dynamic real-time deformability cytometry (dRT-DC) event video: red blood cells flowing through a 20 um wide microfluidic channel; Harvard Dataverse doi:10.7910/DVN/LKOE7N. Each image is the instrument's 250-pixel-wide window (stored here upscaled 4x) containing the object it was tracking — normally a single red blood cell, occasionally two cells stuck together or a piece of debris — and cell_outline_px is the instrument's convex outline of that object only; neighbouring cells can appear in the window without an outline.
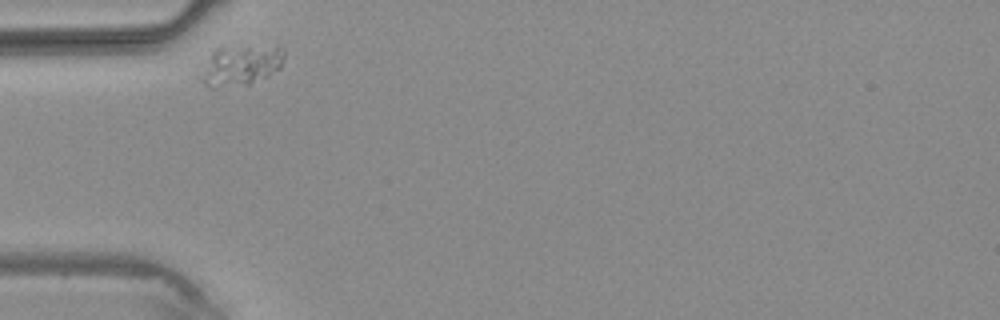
{"species": "common noctule bat (a hibernating species)", "species_latin": "Nyctalus noctula", "temperature_condition": "warm", "stored_images_in_passage": 3, "camera_frame_rate_fps": 3000, "um_per_image_px": 0.085, "animal": {"sex": "male", "body_mass_g": 20.4}, "frame": {"image": 1, "passage_image": 1, "time_ms": 0.0, "image_size_px": [1000, 320], "cell_outline_px": [[284, 60], [280, 68], [248, 84], [216, 88], [208, 88], [196, 76], [212, 52], [216, 48], [280, 44], [284, 48]], "centroid_in_image_um": [20.43, 5.53], "position_along_channel_um": 64.6, "area_um2": 20.06}}
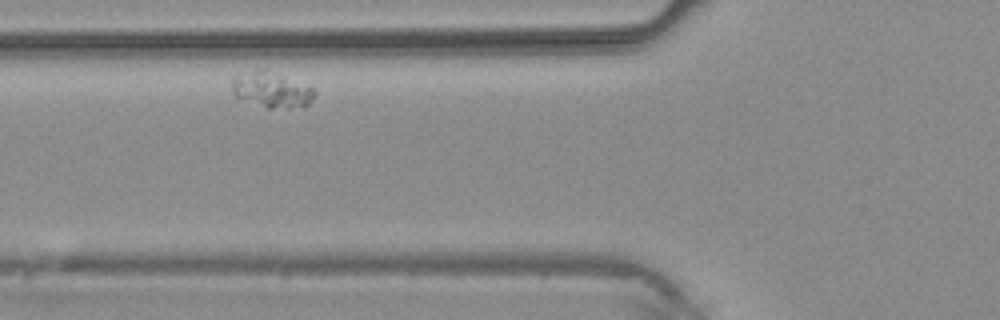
{"frame": {"image": 2, "passage_image": 2, "time_ms": 1.0, "image_size_px": [1000, 320], "cell_outline_px": [[316, 96], [308, 104], [288, 108], [268, 108], [236, 96], [232, 92], [232, 76], [256, 68], [264, 68], [312, 88], [316, 92]], "centroid_in_image_um": [23.04, 7.6], "position_along_channel_um": 102.8, "area_um2": 16.94}}
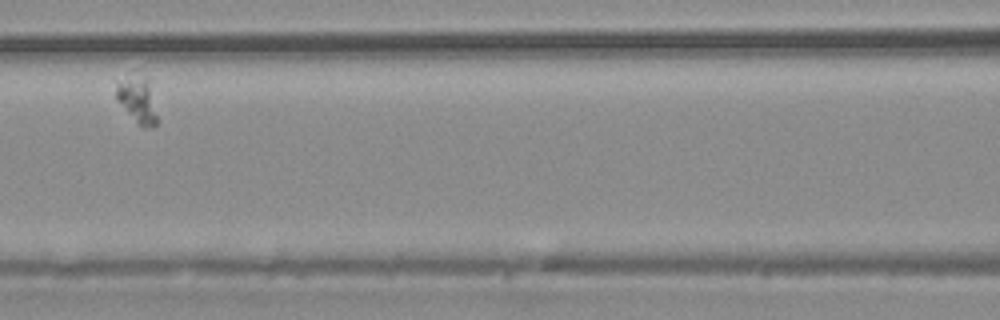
{"frame": {"image": 3, "passage_image": 3, "time_ms": 2.333, "image_size_px": [1000, 320], "cell_outline_px": [[156, 124], [152, 128], [140, 128], [136, 124], [116, 100], [116, 80], [152, 80], [156, 116]], "centroid_in_image_um": [11.7, 8.61], "position_along_channel_um": 154.9, "area_um2": 10.92}}